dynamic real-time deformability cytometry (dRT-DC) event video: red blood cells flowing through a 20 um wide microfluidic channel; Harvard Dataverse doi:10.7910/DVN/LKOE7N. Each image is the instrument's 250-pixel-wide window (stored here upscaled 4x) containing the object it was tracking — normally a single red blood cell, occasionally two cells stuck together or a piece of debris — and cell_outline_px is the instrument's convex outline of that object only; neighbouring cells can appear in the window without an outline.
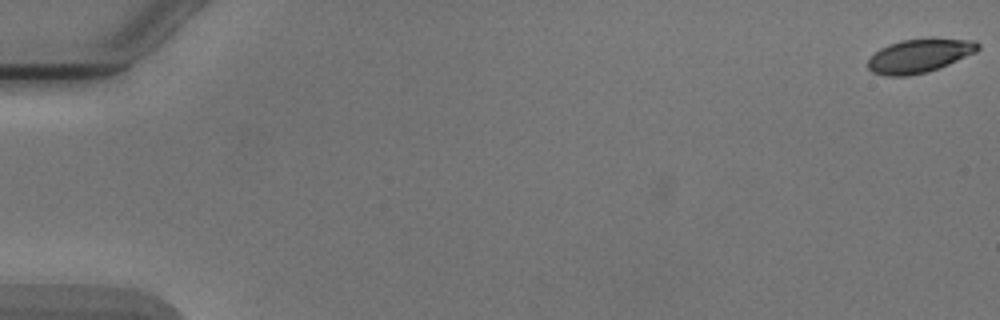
{"species": "Egyptian fruit bat (a non-hibernating species)", "species_latin": "Rousettus aegyptiacus", "temperature_condition": "cold", "stored_images_in_passage": 2, "camera_frame_rate_fps": 3000, "um_per_image_px": 0.085, "animal": {"sex": "male"}, "frame": {"image": 1, "passage_image": 2, "time_ms": 1.0, "image_size_px": [1000, 320], "cell_outline_px": [[980, 48], [976, 52], [948, 64], [928, 72], [908, 76], [884, 76], [872, 72], [868, 68], [868, 60], [880, 48], [888, 44], [900, 40], [976, 40], [980, 44]], "centroid_in_image_um": [78.11, 4.77], "position_along_channel_um": 6.9, "area_um2": 21.15}}